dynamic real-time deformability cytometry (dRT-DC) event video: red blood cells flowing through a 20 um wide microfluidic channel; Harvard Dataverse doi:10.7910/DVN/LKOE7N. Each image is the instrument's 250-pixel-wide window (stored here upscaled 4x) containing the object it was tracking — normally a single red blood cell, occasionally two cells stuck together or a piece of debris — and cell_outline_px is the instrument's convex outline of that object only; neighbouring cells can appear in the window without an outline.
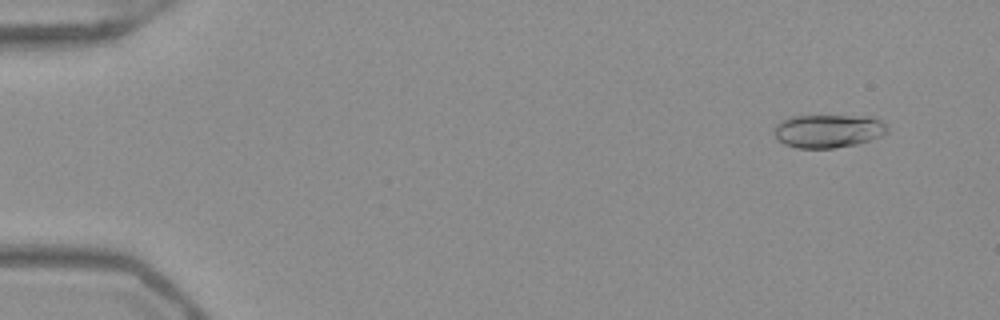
{"species": "Egyptian fruit bat (a non-hibernating species)", "species_latin": "Rousettus aegyptiacus", "temperature_condition": "warm", "stored_images_in_passage": 52, "camera_frame_rate_fps": 3000, "um_per_image_px": 0.085, "frame": {"image": 1, "passage_image": 4, "time_ms": 1.0, "image_size_px": [1000, 320], "cell_outline_px": [[888, 132], [880, 136], [856, 144], [832, 148], [796, 148], [784, 144], [776, 140], [772, 132], [776, 124], [780, 120], [788, 116], [876, 116], [888, 128]], "centroid_in_image_um": [70.34, 11.12], "position_along_channel_um": 14.7, "area_um2": 22.25}}
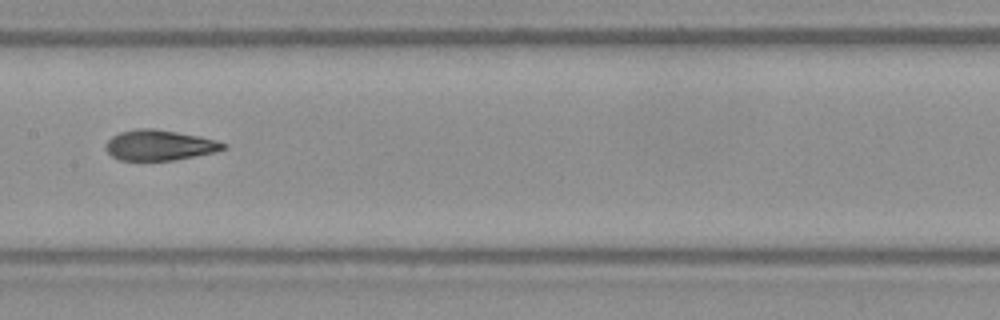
{"frame": {"image": 2, "passage_image": 27, "time_ms": 8.667, "image_size_px": [1000, 320], "cell_outline_px": [[228, 148], [216, 152], [176, 160], [120, 160], [112, 156], [104, 148], [104, 144], [112, 136], [120, 132], [136, 128], [152, 128], [200, 136], [216, 140], [228, 144]], "centroid_in_image_um": [13.57, 12.34], "position_along_channel_um": 193.8, "area_um2": 21.04}}
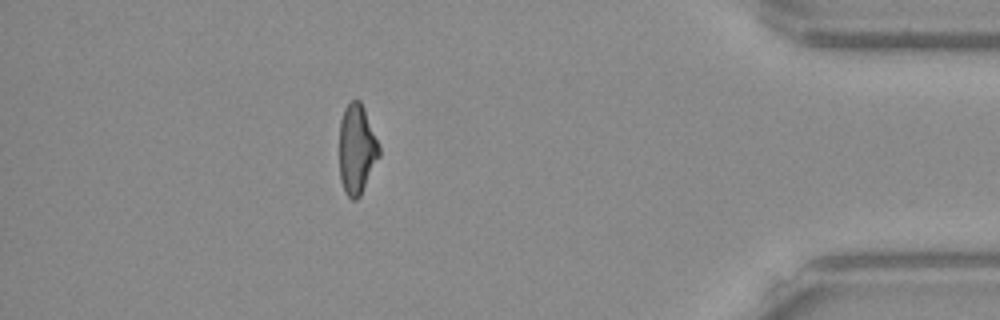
{"frame": {"image": 3, "passage_image": 46, "time_ms": 15.0, "image_size_px": [1000, 320], "cell_outline_px": [[380, 156], [360, 196], [356, 200], [352, 200], [344, 192], [340, 180], [340, 120], [344, 108], [352, 100], [360, 100], [364, 108], [380, 148]], "centroid_in_image_um": [30.32, 12.71], "position_along_channel_um": 404.9, "area_um2": 20.75}, "authors_computed_cell_mechanics": {"area_um2": 21.3282, "velocity_mm_per_s": 3.9786, "shape_relaxation_time_tau1_ms": 7.7371, "shape_relaxation_time_tau2_ms": 1.8967, "deformation_change_tau1": 0.2242, "deformation_change_tau2": 0.0697}}